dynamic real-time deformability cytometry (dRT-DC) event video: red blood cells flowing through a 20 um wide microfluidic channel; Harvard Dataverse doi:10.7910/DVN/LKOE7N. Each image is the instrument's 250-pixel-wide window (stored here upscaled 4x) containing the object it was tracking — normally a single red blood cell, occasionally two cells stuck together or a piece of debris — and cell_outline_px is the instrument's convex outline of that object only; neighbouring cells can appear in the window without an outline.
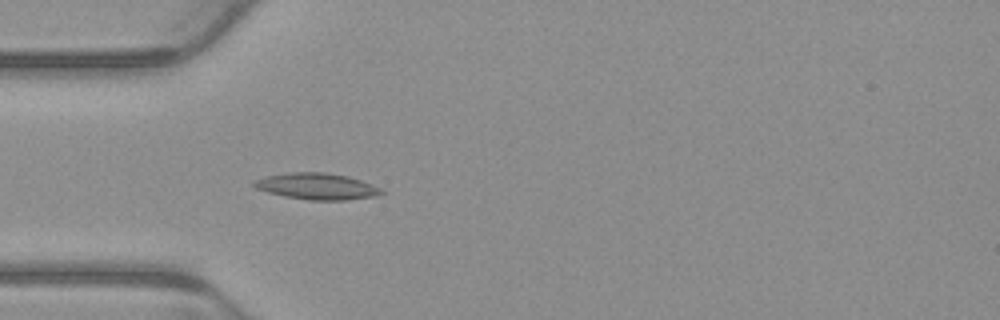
{"species": "common noctule bat (a hibernating species)", "species_latin": "Nyctalus noctula", "temperature_condition": "warm", "stored_images_in_passage": 5, "camera_frame_rate_fps": 3000, "um_per_image_px": 0.085, "animal": {"sex": "male", "body_mass_g": 23.1, "forearm_length_mm": 52.7}, "frame": {"image": 1, "passage_image": 5, "time_ms": 1.333, "image_size_px": [1000, 320], "cell_outline_px": [[388, 192], [376, 196], [348, 200], [308, 200], [284, 196], [268, 192], [256, 188], [252, 184], [252, 180], [268, 176], [288, 172], [324, 172], [348, 176], [372, 184]], "centroid_in_image_um": [26.96, 15.84], "position_along_channel_um": 58.0, "area_um2": 19.71}}